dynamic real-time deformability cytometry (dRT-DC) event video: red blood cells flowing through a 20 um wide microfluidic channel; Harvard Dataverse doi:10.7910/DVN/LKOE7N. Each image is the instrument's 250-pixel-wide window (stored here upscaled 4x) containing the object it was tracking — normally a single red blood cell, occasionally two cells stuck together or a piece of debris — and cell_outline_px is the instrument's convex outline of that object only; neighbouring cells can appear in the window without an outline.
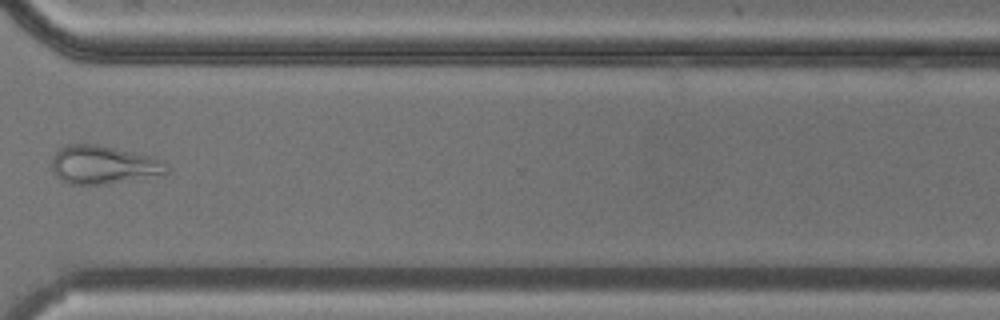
{"species": "common noctule bat (a hibernating species)", "species_latin": "Nyctalus noctula", "temperature_condition": "cold", "stored_images_in_passage": 12, "camera_frame_rate_fps": 3000, "um_per_image_px": 0.085, "animal": {"sex": "male", "body_mass_g": 20.5, "forearm_length_mm": 52.5}, "frame": {"image": 1, "passage_image": 9, "time_ms": 10.333, "image_size_px": [1000, 320], "cell_outline_px": [[168, 172], [104, 184], [72, 184], [60, 180], [52, 172], [52, 156], [60, 148], [68, 144], [100, 144], [156, 156], [164, 160], [168, 168]], "centroid_in_image_um": [8.76, 13.97], "position_along_channel_um": 361.8, "area_um2": 25.72}}
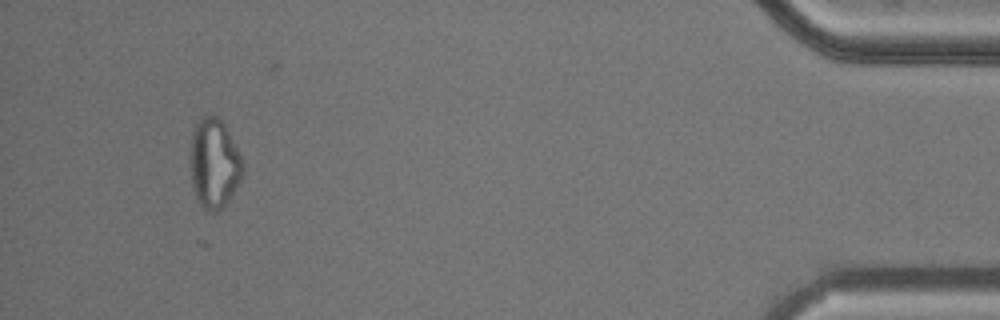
{"frame": {"image": 2, "passage_image": 12, "time_ms": 13.667, "image_size_px": [1000, 320], "cell_outline_px": [[244, 172], [240, 180], [224, 204], [216, 212], [208, 212], [200, 204], [196, 196], [192, 184], [188, 156], [192, 132], [196, 124], [204, 116], [216, 116], [224, 124], [244, 164]], "centroid_in_image_um": [18.16, 13.89], "position_along_channel_um": 417.0, "area_um2": 27.17}}